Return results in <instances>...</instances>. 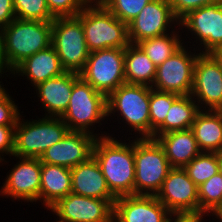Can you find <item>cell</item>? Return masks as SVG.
<instances>
[{"label": "cell", "instance_id": "1", "mask_svg": "<svg viewBox=\"0 0 222 222\" xmlns=\"http://www.w3.org/2000/svg\"><path fill=\"white\" fill-rule=\"evenodd\" d=\"M126 144L102 134L96 138L93 146L92 156L116 198L135 194L134 142Z\"/></svg>", "mask_w": 222, "mask_h": 222}, {"label": "cell", "instance_id": "2", "mask_svg": "<svg viewBox=\"0 0 222 222\" xmlns=\"http://www.w3.org/2000/svg\"><path fill=\"white\" fill-rule=\"evenodd\" d=\"M4 31V50L10 72L24 59L51 46L52 21L15 18Z\"/></svg>", "mask_w": 222, "mask_h": 222}, {"label": "cell", "instance_id": "3", "mask_svg": "<svg viewBox=\"0 0 222 222\" xmlns=\"http://www.w3.org/2000/svg\"><path fill=\"white\" fill-rule=\"evenodd\" d=\"M76 17L82 22L90 53L125 48L130 44L128 25L116 18L104 5L89 4Z\"/></svg>", "mask_w": 222, "mask_h": 222}, {"label": "cell", "instance_id": "4", "mask_svg": "<svg viewBox=\"0 0 222 222\" xmlns=\"http://www.w3.org/2000/svg\"><path fill=\"white\" fill-rule=\"evenodd\" d=\"M15 126L14 157L40 158L69 131L60 117L46 115L38 121H20ZM23 122V123H22Z\"/></svg>", "mask_w": 222, "mask_h": 222}, {"label": "cell", "instance_id": "5", "mask_svg": "<svg viewBox=\"0 0 222 222\" xmlns=\"http://www.w3.org/2000/svg\"><path fill=\"white\" fill-rule=\"evenodd\" d=\"M136 139L134 141L135 195L156 196L172 167L156 139L141 137Z\"/></svg>", "mask_w": 222, "mask_h": 222}, {"label": "cell", "instance_id": "6", "mask_svg": "<svg viewBox=\"0 0 222 222\" xmlns=\"http://www.w3.org/2000/svg\"><path fill=\"white\" fill-rule=\"evenodd\" d=\"M106 116L107 97L80 77L73 84L67 110L60 118L68 126L69 131L93 134L89 126L100 123Z\"/></svg>", "mask_w": 222, "mask_h": 222}, {"label": "cell", "instance_id": "7", "mask_svg": "<svg viewBox=\"0 0 222 222\" xmlns=\"http://www.w3.org/2000/svg\"><path fill=\"white\" fill-rule=\"evenodd\" d=\"M62 68L80 73L89 57L82 22L77 17H56L52 21V41Z\"/></svg>", "mask_w": 222, "mask_h": 222}, {"label": "cell", "instance_id": "8", "mask_svg": "<svg viewBox=\"0 0 222 222\" xmlns=\"http://www.w3.org/2000/svg\"><path fill=\"white\" fill-rule=\"evenodd\" d=\"M150 87L122 84L107 97V117L117 111L141 138H150Z\"/></svg>", "mask_w": 222, "mask_h": 222}, {"label": "cell", "instance_id": "9", "mask_svg": "<svg viewBox=\"0 0 222 222\" xmlns=\"http://www.w3.org/2000/svg\"><path fill=\"white\" fill-rule=\"evenodd\" d=\"M125 48H109L91 52L80 77L94 89L108 97L126 83Z\"/></svg>", "mask_w": 222, "mask_h": 222}, {"label": "cell", "instance_id": "10", "mask_svg": "<svg viewBox=\"0 0 222 222\" xmlns=\"http://www.w3.org/2000/svg\"><path fill=\"white\" fill-rule=\"evenodd\" d=\"M190 52L187 53L186 48L181 46L160 64L156 69V77L151 88L178 95H190L198 56L195 53L191 55Z\"/></svg>", "mask_w": 222, "mask_h": 222}, {"label": "cell", "instance_id": "11", "mask_svg": "<svg viewBox=\"0 0 222 222\" xmlns=\"http://www.w3.org/2000/svg\"><path fill=\"white\" fill-rule=\"evenodd\" d=\"M190 95L196 97L200 110L205 105V110L207 106V110L222 111V70L209 53L197 56Z\"/></svg>", "mask_w": 222, "mask_h": 222}, {"label": "cell", "instance_id": "12", "mask_svg": "<svg viewBox=\"0 0 222 222\" xmlns=\"http://www.w3.org/2000/svg\"><path fill=\"white\" fill-rule=\"evenodd\" d=\"M174 22L180 26L169 0H151L128 24L129 42L138 44L143 40L167 34V26Z\"/></svg>", "mask_w": 222, "mask_h": 222}, {"label": "cell", "instance_id": "13", "mask_svg": "<svg viewBox=\"0 0 222 222\" xmlns=\"http://www.w3.org/2000/svg\"><path fill=\"white\" fill-rule=\"evenodd\" d=\"M50 210L67 222H113L114 206L108 201L69 193Z\"/></svg>", "mask_w": 222, "mask_h": 222}, {"label": "cell", "instance_id": "14", "mask_svg": "<svg viewBox=\"0 0 222 222\" xmlns=\"http://www.w3.org/2000/svg\"><path fill=\"white\" fill-rule=\"evenodd\" d=\"M98 134L68 131L61 141L48 148L39 158L41 163L73 168L93 155Z\"/></svg>", "mask_w": 222, "mask_h": 222}, {"label": "cell", "instance_id": "15", "mask_svg": "<svg viewBox=\"0 0 222 222\" xmlns=\"http://www.w3.org/2000/svg\"><path fill=\"white\" fill-rule=\"evenodd\" d=\"M179 24L197 35L205 49L200 53H210L222 47V0L189 12Z\"/></svg>", "mask_w": 222, "mask_h": 222}, {"label": "cell", "instance_id": "16", "mask_svg": "<svg viewBox=\"0 0 222 222\" xmlns=\"http://www.w3.org/2000/svg\"><path fill=\"white\" fill-rule=\"evenodd\" d=\"M156 198L170 212L199 210L198 187L183 168L169 170Z\"/></svg>", "mask_w": 222, "mask_h": 222}, {"label": "cell", "instance_id": "17", "mask_svg": "<svg viewBox=\"0 0 222 222\" xmlns=\"http://www.w3.org/2000/svg\"><path fill=\"white\" fill-rule=\"evenodd\" d=\"M2 187V195L36 202L40 200L41 166L39 158L19 157Z\"/></svg>", "mask_w": 222, "mask_h": 222}, {"label": "cell", "instance_id": "18", "mask_svg": "<svg viewBox=\"0 0 222 222\" xmlns=\"http://www.w3.org/2000/svg\"><path fill=\"white\" fill-rule=\"evenodd\" d=\"M169 213L154 195L121 196L114 202L113 222H167Z\"/></svg>", "mask_w": 222, "mask_h": 222}, {"label": "cell", "instance_id": "19", "mask_svg": "<svg viewBox=\"0 0 222 222\" xmlns=\"http://www.w3.org/2000/svg\"><path fill=\"white\" fill-rule=\"evenodd\" d=\"M71 179L72 193L108 200L114 206L117 198L110 192L105 177L93 156L71 168Z\"/></svg>", "mask_w": 222, "mask_h": 222}, {"label": "cell", "instance_id": "20", "mask_svg": "<svg viewBox=\"0 0 222 222\" xmlns=\"http://www.w3.org/2000/svg\"><path fill=\"white\" fill-rule=\"evenodd\" d=\"M80 78L75 72H64L35 86L43 107L51 117H61L67 110L73 84Z\"/></svg>", "mask_w": 222, "mask_h": 222}, {"label": "cell", "instance_id": "21", "mask_svg": "<svg viewBox=\"0 0 222 222\" xmlns=\"http://www.w3.org/2000/svg\"><path fill=\"white\" fill-rule=\"evenodd\" d=\"M25 75L34 86L48 79L61 76L66 72L60 63L58 54L52 46L24 59L11 73ZM20 73V74H19Z\"/></svg>", "mask_w": 222, "mask_h": 222}, {"label": "cell", "instance_id": "22", "mask_svg": "<svg viewBox=\"0 0 222 222\" xmlns=\"http://www.w3.org/2000/svg\"><path fill=\"white\" fill-rule=\"evenodd\" d=\"M153 138L163 148L171 167L183 168L201 153L191 129L171 131Z\"/></svg>", "mask_w": 222, "mask_h": 222}, {"label": "cell", "instance_id": "23", "mask_svg": "<svg viewBox=\"0 0 222 222\" xmlns=\"http://www.w3.org/2000/svg\"><path fill=\"white\" fill-rule=\"evenodd\" d=\"M191 130L201 152L222 151V111L201 109L195 116Z\"/></svg>", "mask_w": 222, "mask_h": 222}, {"label": "cell", "instance_id": "24", "mask_svg": "<svg viewBox=\"0 0 222 222\" xmlns=\"http://www.w3.org/2000/svg\"><path fill=\"white\" fill-rule=\"evenodd\" d=\"M71 169L42 163L40 200L47 208H51L61 198L72 192Z\"/></svg>", "mask_w": 222, "mask_h": 222}, {"label": "cell", "instance_id": "25", "mask_svg": "<svg viewBox=\"0 0 222 222\" xmlns=\"http://www.w3.org/2000/svg\"><path fill=\"white\" fill-rule=\"evenodd\" d=\"M124 68L126 83L152 87L157 67L138 44L125 47Z\"/></svg>", "mask_w": 222, "mask_h": 222}, {"label": "cell", "instance_id": "26", "mask_svg": "<svg viewBox=\"0 0 222 222\" xmlns=\"http://www.w3.org/2000/svg\"><path fill=\"white\" fill-rule=\"evenodd\" d=\"M199 111L198 104L191 95H180L172 103L164 123L154 132V136H160L171 131L191 129Z\"/></svg>", "mask_w": 222, "mask_h": 222}, {"label": "cell", "instance_id": "27", "mask_svg": "<svg viewBox=\"0 0 222 222\" xmlns=\"http://www.w3.org/2000/svg\"><path fill=\"white\" fill-rule=\"evenodd\" d=\"M171 33V36L164 34L138 43L156 67L168 59L183 44L179 40L178 34L176 35L173 31Z\"/></svg>", "mask_w": 222, "mask_h": 222}, {"label": "cell", "instance_id": "28", "mask_svg": "<svg viewBox=\"0 0 222 222\" xmlns=\"http://www.w3.org/2000/svg\"><path fill=\"white\" fill-rule=\"evenodd\" d=\"M189 178L199 187L219 172L217 153L201 152L183 167Z\"/></svg>", "mask_w": 222, "mask_h": 222}, {"label": "cell", "instance_id": "29", "mask_svg": "<svg viewBox=\"0 0 222 222\" xmlns=\"http://www.w3.org/2000/svg\"><path fill=\"white\" fill-rule=\"evenodd\" d=\"M179 96L175 93L158 91L150 87V138L154 137V132L164 123L172 103Z\"/></svg>", "mask_w": 222, "mask_h": 222}, {"label": "cell", "instance_id": "30", "mask_svg": "<svg viewBox=\"0 0 222 222\" xmlns=\"http://www.w3.org/2000/svg\"><path fill=\"white\" fill-rule=\"evenodd\" d=\"M199 210L214 215L222 208V174L218 172L198 187Z\"/></svg>", "mask_w": 222, "mask_h": 222}, {"label": "cell", "instance_id": "31", "mask_svg": "<svg viewBox=\"0 0 222 222\" xmlns=\"http://www.w3.org/2000/svg\"><path fill=\"white\" fill-rule=\"evenodd\" d=\"M17 19L31 21H53L46 0H13Z\"/></svg>", "mask_w": 222, "mask_h": 222}, {"label": "cell", "instance_id": "32", "mask_svg": "<svg viewBox=\"0 0 222 222\" xmlns=\"http://www.w3.org/2000/svg\"><path fill=\"white\" fill-rule=\"evenodd\" d=\"M151 0H108L104 6L127 25Z\"/></svg>", "mask_w": 222, "mask_h": 222}, {"label": "cell", "instance_id": "33", "mask_svg": "<svg viewBox=\"0 0 222 222\" xmlns=\"http://www.w3.org/2000/svg\"><path fill=\"white\" fill-rule=\"evenodd\" d=\"M50 13L56 17H76L89 3L86 0H46Z\"/></svg>", "mask_w": 222, "mask_h": 222}, {"label": "cell", "instance_id": "34", "mask_svg": "<svg viewBox=\"0 0 222 222\" xmlns=\"http://www.w3.org/2000/svg\"><path fill=\"white\" fill-rule=\"evenodd\" d=\"M6 93V90L0 95V125L16 126L18 118L21 117L18 106Z\"/></svg>", "mask_w": 222, "mask_h": 222}, {"label": "cell", "instance_id": "35", "mask_svg": "<svg viewBox=\"0 0 222 222\" xmlns=\"http://www.w3.org/2000/svg\"><path fill=\"white\" fill-rule=\"evenodd\" d=\"M218 1L220 0H169V4L174 15L180 21L189 12Z\"/></svg>", "mask_w": 222, "mask_h": 222}, {"label": "cell", "instance_id": "36", "mask_svg": "<svg viewBox=\"0 0 222 222\" xmlns=\"http://www.w3.org/2000/svg\"><path fill=\"white\" fill-rule=\"evenodd\" d=\"M14 140H15V126L0 125V153L10 154L14 153ZM0 154V162L4 161Z\"/></svg>", "mask_w": 222, "mask_h": 222}, {"label": "cell", "instance_id": "37", "mask_svg": "<svg viewBox=\"0 0 222 222\" xmlns=\"http://www.w3.org/2000/svg\"><path fill=\"white\" fill-rule=\"evenodd\" d=\"M205 211H171L168 216L167 222H201L203 221ZM174 216V218H172ZM170 217V218H169Z\"/></svg>", "mask_w": 222, "mask_h": 222}, {"label": "cell", "instance_id": "38", "mask_svg": "<svg viewBox=\"0 0 222 222\" xmlns=\"http://www.w3.org/2000/svg\"><path fill=\"white\" fill-rule=\"evenodd\" d=\"M15 18L13 0H0V27H6Z\"/></svg>", "mask_w": 222, "mask_h": 222}, {"label": "cell", "instance_id": "39", "mask_svg": "<svg viewBox=\"0 0 222 222\" xmlns=\"http://www.w3.org/2000/svg\"><path fill=\"white\" fill-rule=\"evenodd\" d=\"M7 69V59L4 50V31L0 27V71Z\"/></svg>", "mask_w": 222, "mask_h": 222}, {"label": "cell", "instance_id": "40", "mask_svg": "<svg viewBox=\"0 0 222 222\" xmlns=\"http://www.w3.org/2000/svg\"><path fill=\"white\" fill-rule=\"evenodd\" d=\"M209 54L218 63L219 67L222 70V47H217L213 49Z\"/></svg>", "mask_w": 222, "mask_h": 222}, {"label": "cell", "instance_id": "41", "mask_svg": "<svg viewBox=\"0 0 222 222\" xmlns=\"http://www.w3.org/2000/svg\"><path fill=\"white\" fill-rule=\"evenodd\" d=\"M217 159L219 162V172L222 174V151L217 152Z\"/></svg>", "mask_w": 222, "mask_h": 222}, {"label": "cell", "instance_id": "42", "mask_svg": "<svg viewBox=\"0 0 222 222\" xmlns=\"http://www.w3.org/2000/svg\"><path fill=\"white\" fill-rule=\"evenodd\" d=\"M89 4L104 5V0H86Z\"/></svg>", "mask_w": 222, "mask_h": 222}, {"label": "cell", "instance_id": "43", "mask_svg": "<svg viewBox=\"0 0 222 222\" xmlns=\"http://www.w3.org/2000/svg\"><path fill=\"white\" fill-rule=\"evenodd\" d=\"M215 216L217 217V219H220V221L222 222V208L217 212Z\"/></svg>", "mask_w": 222, "mask_h": 222}, {"label": "cell", "instance_id": "44", "mask_svg": "<svg viewBox=\"0 0 222 222\" xmlns=\"http://www.w3.org/2000/svg\"><path fill=\"white\" fill-rule=\"evenodd\" d=\"M4 73V71H0V76L2 77V75L1 74H3ZM1 83V82H0ZM5 91V89L1 86V84H0V95L3 93Z\"/></svg>", "mask_w": 222, "mask_h": 222}, {"label": "cell", "instance_id": "45", "mask_svg": "<svg viewBox=\"0 0 222 222\" xmlns=\"http://www.w3.org/2000/svg\"><path fill=\"white\" fill-rule=\"evenodd\" d=\"M57 222H67V221L61 220V219L59 218V221H57Z\"/></svg>", "mask_w": 222, "mask_h": 222}]
</instances>
